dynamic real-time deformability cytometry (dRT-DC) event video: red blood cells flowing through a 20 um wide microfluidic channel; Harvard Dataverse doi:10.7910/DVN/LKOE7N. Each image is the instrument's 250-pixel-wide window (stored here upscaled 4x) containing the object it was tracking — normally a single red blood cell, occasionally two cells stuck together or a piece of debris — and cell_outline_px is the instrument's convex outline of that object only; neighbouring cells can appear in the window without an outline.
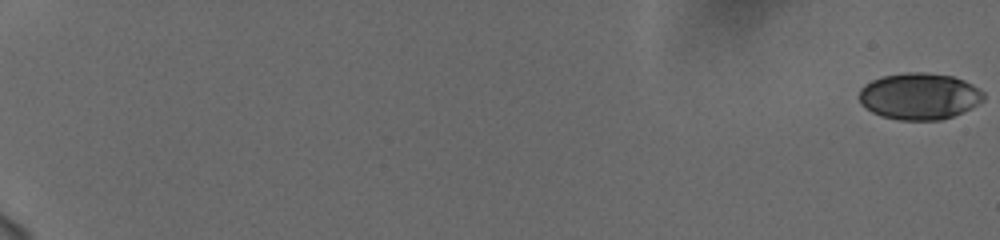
{"species": "human", "species_latin": "Homo sapiens", "temperature_condition": "cold", "stored_images_in_passage": 59, "camera_frame_rate_fps": 3000, "um_per_image_px": 0.085, "donor": {"sex": "female"}, "frame": {"image": 1, "passage_image": 1, "time_ms": 0.0, "image_size_px": [1000, 240], "cell_outline_px": [[984, 100], [952, 116], [940, 120], [900, 120], [880, 116], [872, 112], [860, 104], [860, 88], [864, 84], [872, 80], [884, 76], [908, 72], [924, 72], [952, 76], [964, 80], [980, 88], [984, 92]], "centroid_in_image_um": [78.13, 8.17], "position_along_channel_um": 6.9, "area_um2": 33.7}}
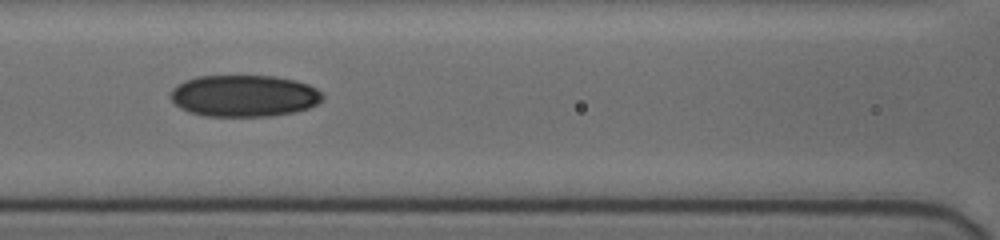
{"frame": {"image": 2, "passage_image": 31, "time_ms": 10.0, "image_size_px": [1000, 240], "cell_outline_px": [[324, 100], [308, 108], [296, 112], [272, 116], [204, 116], [188, 112], [180, 108], [172, 100], [172, 88], [176, 84], [184, 80], [196, 76], [276, 76], [296, 80], [308, 84], [316, 88], [324, 96]], "centroid_in_image_um": [20.76, 8.14], "position_along_channel_um": 145.8, "area_um2": 37.28}}
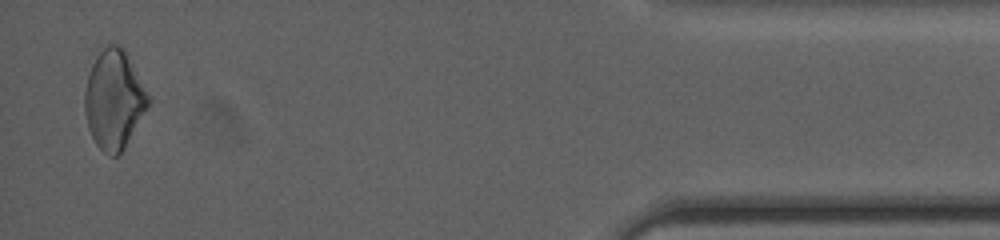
{"frame": {"image": 3, "passage_image": 58, "time_ms": 19.0, "image_size_px": [1000, 240], "cell_outline_px": [[152, 100], [148, 108], [120, 156], [108, 156], [96, 144], [88, 128], [84, 108], [84, 92], [88, 76], [92, 64], [96, 56], [108, 44], [120, 44], [124, 48]], "centroid_in_image_um": [9.71, 8.48], "position_along_channel_um": 425.5, "area_um2": 36.88}}